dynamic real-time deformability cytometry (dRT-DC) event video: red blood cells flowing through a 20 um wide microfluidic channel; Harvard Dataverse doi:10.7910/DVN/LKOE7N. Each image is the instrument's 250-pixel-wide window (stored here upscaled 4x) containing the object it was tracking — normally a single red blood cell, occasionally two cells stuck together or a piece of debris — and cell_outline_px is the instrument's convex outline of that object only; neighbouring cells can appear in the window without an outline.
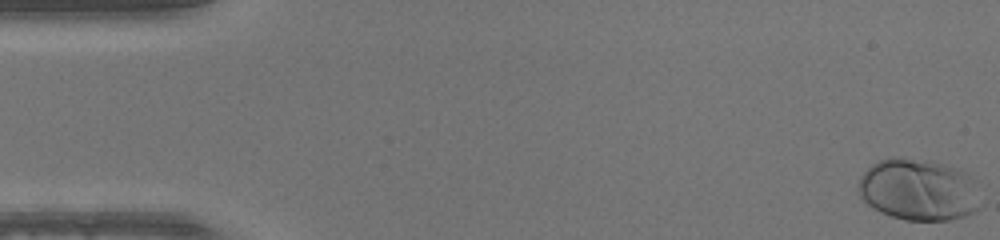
{"species": "human", "species_latin": "Homo sapiens", "temperature_condition": "warm", "stored_images_in_passage": 50, "camera_frame_rate_fps": 3000, "um_per_image_px": 0.085, "donor": {"sex": "male"}, "frame": {"image": 1, "passage_image": 1, "time_ms": 0.0, "image_size_px": [1000, 240], "cell_outline_px": [[976, 208], [972, 212], [964, 216], [948, 220], [904, 220], [892, 216], [868, 204], [860, 196], [856, 188], [860, 176], [872, 164], [880, 160], [892, 156], [940, 164], [956, 168], [964, 172], [968, 176]], "centroid_in_image_um": [77.92, 16.13], "position_along_channel_um": 7.1, "area_um2": 42.31}}
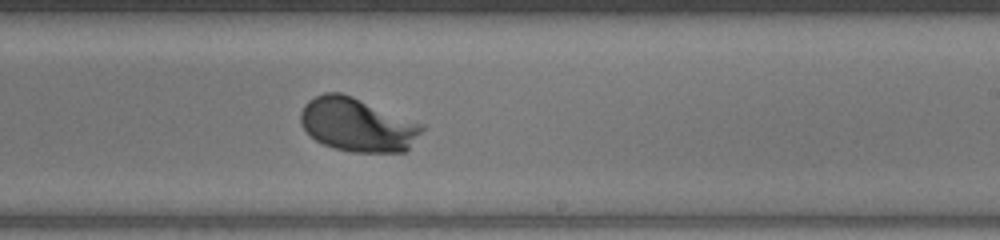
{"frame": {"image": 2, "passage_image": 30, "time_ms": 9.667, "image_size_px": [1000, 240], "cell_outline_px": [[424, 128], [408, 152], [352, 152], [332, 148], [316, 140], [300, 124], [300, 112], [304, 104], [308, 100], [324, 92], [340, 92], [352, 96], [424, 124]], "centroid_in_image_um": [30.39, 10.61], "position_along_channel_um": 258.6, "area_um2": 38.09}}
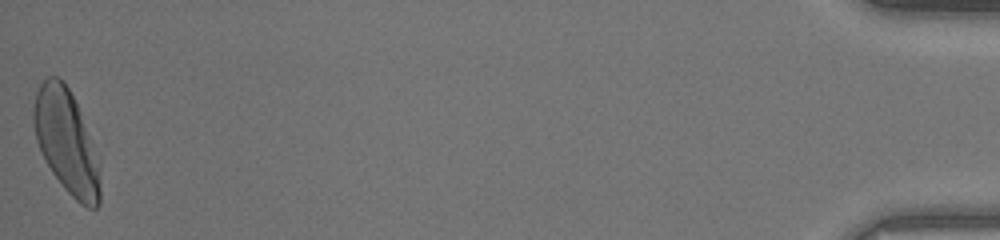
{"frame": {"image": 3, "passage_image": 50, "time_ms": 16.333, "image_size_px": [1000, 240], "cell_outline_px": [[100, 204], [96, 208], [88, 208], [80, 204], [64, 188], [52, 172], [36, 140], [32, 120], [32, 112], [36, 92], [40, 84], [48, 76], [56, 76], [68, 88], [80, 112], [100, 164]], "centroid_in_image_um": [5.64, 12.07], "position_along_channel_um": 429.6, "area_um2": 39.71}}